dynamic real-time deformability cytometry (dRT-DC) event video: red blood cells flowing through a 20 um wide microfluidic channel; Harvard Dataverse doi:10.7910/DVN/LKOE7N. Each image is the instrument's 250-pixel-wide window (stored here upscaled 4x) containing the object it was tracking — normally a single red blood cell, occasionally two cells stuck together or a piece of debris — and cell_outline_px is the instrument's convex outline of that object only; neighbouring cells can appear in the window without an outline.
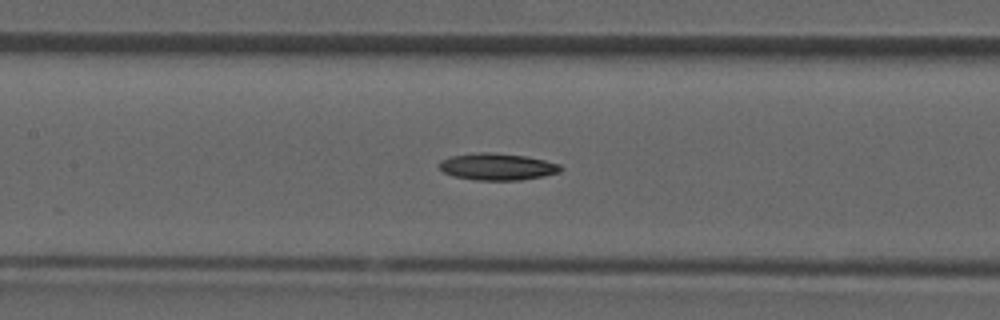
{"species": "common noctule bat (a hibernating species)", "species_latin": "Nyctalus noctula", "temperature_condition": "room temperature", "stored_images_in_passage": 29, "camera_frame_rate_fps": 3000, "um_per_image_px": 0.085, "animal": {"sex": "male", "forearm_length_mm": 52.5}, "frame": {"image": 1, "passage_image": 16, "time_ms": 5.0, "image_size_px": [1000, 320], "cell_outline_px": [[564, 168], [560, 172], [544, 176], [520, 180], [476, 180], [452, 176], [444, 172], [440, 168], [440, 160], [452, 156], [476, 152], [492, 152], [524, 156], [544, 160], [560, 164]], "centroid_in_image_um": [42.28, 14.17], "position_along_channel_um": 165.1, "area_um2": 19.02}}
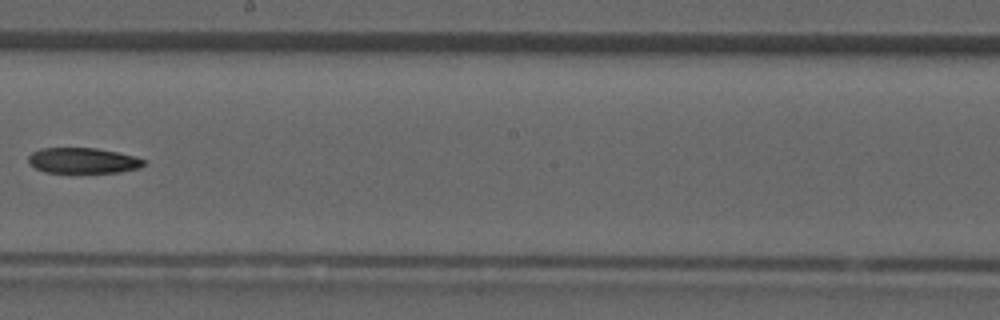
{"frame": {"image": 2, "passage_image": 20, "time_ms": 6.333, "image_size_px": [1000, 320], "cell_outline_px": [[144, 164], [140, 168], [120, 172], [44, 172], [36, 168], [28, 160], [28, 156], [32, 152], [40, 148], [96, 148], [136, 156], [144, 160]], "centroid_in_image_um": [7.06, 13.64], "position_along_channel_um": 241.1, "area_um2": 17.05}}